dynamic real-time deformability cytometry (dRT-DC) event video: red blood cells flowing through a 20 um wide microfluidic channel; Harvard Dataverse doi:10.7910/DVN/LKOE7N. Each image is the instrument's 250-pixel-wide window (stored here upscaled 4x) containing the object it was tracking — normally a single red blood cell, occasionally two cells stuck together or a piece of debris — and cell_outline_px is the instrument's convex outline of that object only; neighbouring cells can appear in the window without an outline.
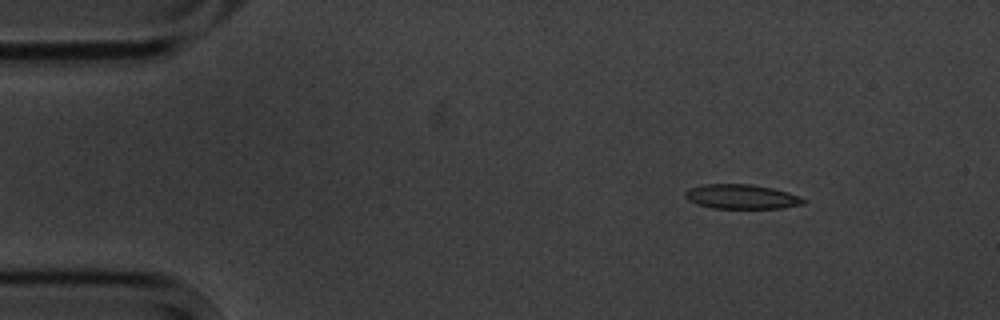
{"species": "common noctule bat (a hibernating species)", "species_latin": "Nyctalus noctula", "temperature_condition": "cold", "stored_images_in_passage": 8, "camera_frame_rate_fps": 3000, "um_per_image_px": 0.085, "animal": {"sex": "male", "body_mass_g": 20.1, "forearm_length_mm": 53.5}, "frame": {"image": 1, "passage_image": 1, "time_ms": 0.0, "image_size_px": [1000, 320], "cell_outline_px": [[804, 204], [784, 208], [712, 208], [696, 204], [688, 200], [684, 196], [684, 192], [688, 188], [704, 184], [752, 184], [772, 188], [788, 192], [800, 196], [804, 200]], "centroid_in_image_um": [63.0, 16.71], "position_along_channel_um": 22.0, "area_um2": 16.99}}
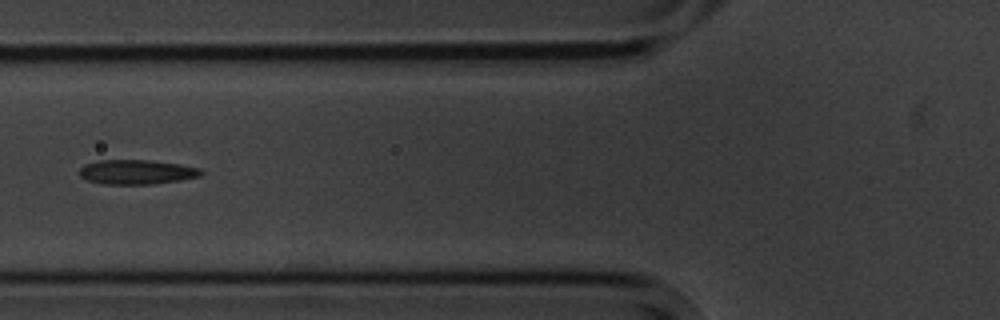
{"frame": {"image": 2, "passage_image": 5, "time_ms": 4.667, "image_size_px": [1000, 320], "cell_outline_px": [[204, 172], [200, 176], [180, 180], [152, 184], [104, 184], [88, 180], [80, 176], [80, 168], [84, 164], [100, 160], [148, 160], [180, 164], [200, 168]], "centroid_in_image_um": [11.63, 14.62], "position_along_channel_um": 114.2, "area_um2": 17.34}}
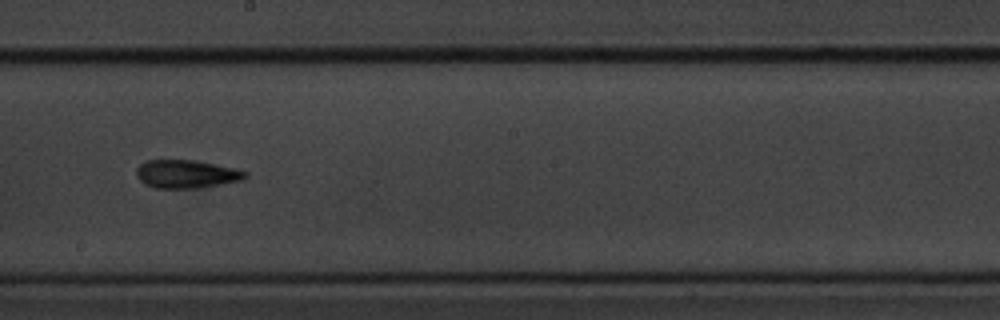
{"frame": {"image": 3, "passage_image": 8, "time_ms": 8.0, "image_size_px": [1000, 320], "cell_outline_px": [[248, 176], [240, 180], [200, 188], [156, 188], [144, 184], [136, 176], [136, 168], [140, 164], [148, 160], [192, 160], [232, 168], [248, 172]], "centroid_in_image_um": [15.79, 14.8], "position_along_channel_um": 232.4, "area_um2": 17.69}}